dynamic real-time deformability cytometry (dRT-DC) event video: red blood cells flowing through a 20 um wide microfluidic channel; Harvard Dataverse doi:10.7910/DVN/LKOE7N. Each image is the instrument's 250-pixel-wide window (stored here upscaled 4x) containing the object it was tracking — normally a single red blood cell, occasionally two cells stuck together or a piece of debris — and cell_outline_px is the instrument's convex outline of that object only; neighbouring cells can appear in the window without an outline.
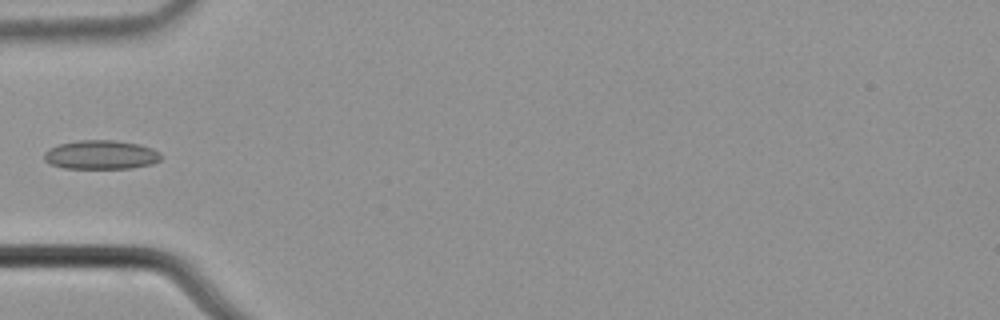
{"species": "common noctule bat (a hibernating species)", "species_latin": "Nyctalus noctula", "temperature_condition": "cold", "stored_images_in_passage": 5, "camera_frame_rate_fps": 3000, "um_per_image_px": 0.085, "animal": {"sex": "male", "body_mass_g": 21.5, "forearm_length_mm": 52.0}, "frame": {"image": 1, "passage_image": 5, "time_ms": 1.333, "image_size_px": [1000, 320], "cell_outline_px": [[160, 160], [152, 164], [132, 168], [64, 168], [52, 164], [44, 160], [44, 152], [48, 148], [60, 144], [80, 140], [116, 140], [140, 144], [152, 148], [160, 152]], "centroid_in_image_um": [8.59, 13.15], "position_along_channel_um": 76.4, "area_um2": 19.77}}